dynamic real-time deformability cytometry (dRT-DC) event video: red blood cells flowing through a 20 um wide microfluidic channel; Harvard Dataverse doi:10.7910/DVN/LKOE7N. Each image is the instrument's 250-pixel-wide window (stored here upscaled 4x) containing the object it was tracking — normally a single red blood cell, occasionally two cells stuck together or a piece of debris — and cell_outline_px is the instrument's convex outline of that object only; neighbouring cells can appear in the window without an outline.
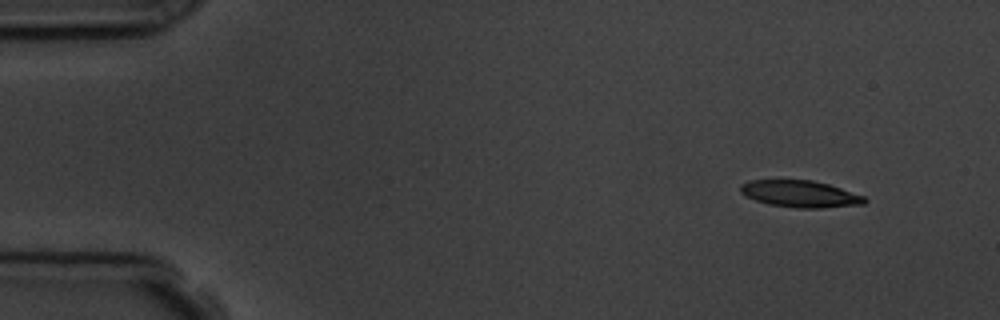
{"species": "common noctule bat (a hibernating species)", "species_latin": "Nyctalus noctula", "temperature_condition": "room temperature", "stored_images_in_passage": 5, "camera_frame_rate_fps": 3000, "um_per_image_px": 0.085, "animal": {"sex": "male", "body_mass_g": 19.5, "forearm_length_mm": 54.6}, "frame": {"image": 1, "passage_image": 1, "time_ms": 0.0, "image_size_px": [1000, 320], "cell_outline_px": [[868, 200], [864, 204], [820, 208], [796, 208], [768, 204], [744, 196], [740, 192], [740, 184], [748, 180], [812, 180], [828, 184], [864, 196]], "centroid_in_image_um": [67.98, 16.48], "position_along_channel_um": 17.0, "area_um2": 19.42}}
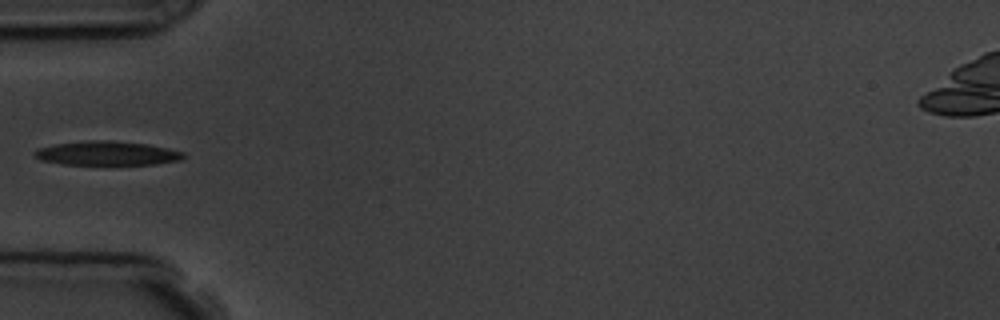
{"frame": {"image": 2, "passage_image": 4, "time_ms": 4.333, "image_size_px": [1000, 320], "cell_outline_px": [[184, 156], [180, 160], [156, 164], [60, 164], [40, 160], [32, 156], [32, 152], [36, 148], [56, 144], [88, 140], [108, 140], [148, 144], [184, 152]], "centroid_in_image_um": [9.02, 13.02], "position_along_channel_um": 76.0, "area_um2": 20.92}}